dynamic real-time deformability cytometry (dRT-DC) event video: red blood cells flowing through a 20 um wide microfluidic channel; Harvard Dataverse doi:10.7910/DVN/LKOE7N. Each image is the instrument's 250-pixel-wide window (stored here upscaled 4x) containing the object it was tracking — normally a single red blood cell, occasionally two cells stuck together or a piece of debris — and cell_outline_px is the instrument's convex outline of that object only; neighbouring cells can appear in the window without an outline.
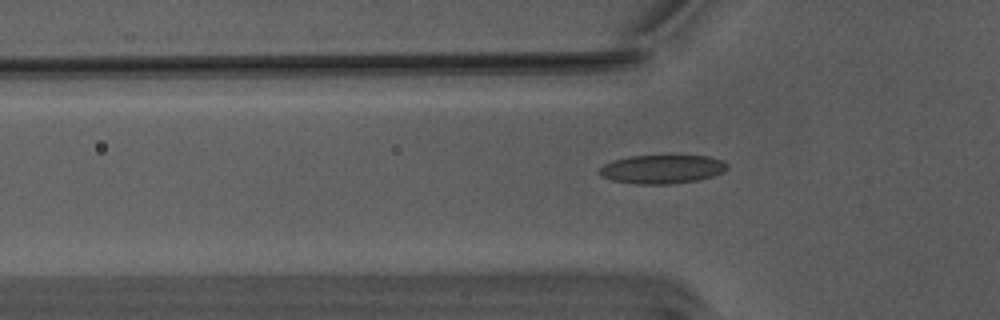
{"species": "Egyptian fruit bat (a non-hibernating species)", "species_latin": "Rousettus aegyptiacus", "temperature_condition": "warm", "stored_images_in_passage": 40, "camera_frame_rate_fps": 3000, "um_per_image_px": 0.085, "animal": {"sex": "male"}, "frame": {"image": 1, "passage_image": 5, "time_ms": 1.333, "image_size_px": [1000, 320], "cell_outline_px": [[728, 168], [724, 172], [712, 176], [696, 180], [672, 184], [636, 184], [612, 180], [600, 176], [596, 172], [604, 164], [612, 160], [632, 156], [708, 156], [724, 160], [728, 164]], "centroid_in_image_um": [56.27, 14.38], "position_along_channel_um": 69.5, "area_um2": 21.5}}
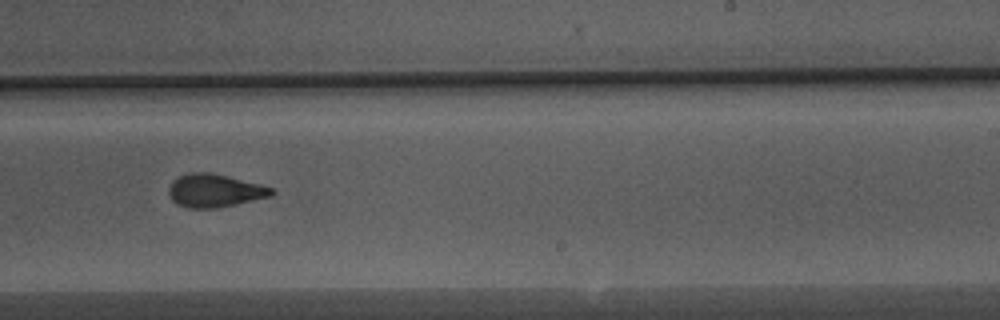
{"frame": {"image": 2, "passage_image": 21, "time_ms": 6.667, "image_size_px": [1000, 320], "cell_outline_px": [[276, 192], [272, 196], [216, 208], [188, 208], [176, 204], [172, 200], [168, 192], [168, 188], [180, 176], [192, 172], [212, 172], [260, 184], [272, 188]], "centroid_in_image_um": [18.26, 16.21], "position_along_channel_um": 270.7, "area_um2": 19.71}}
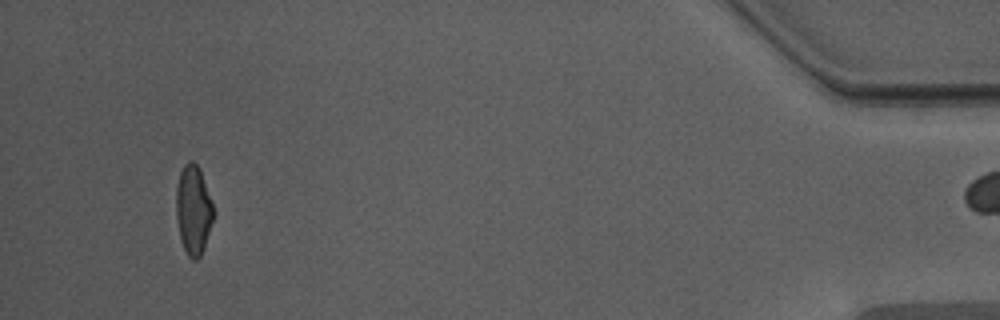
{"frame": {"image": 3, "passage_image": 39, "time_ms": 12.667, "image_size_px": [1000, 320], "cell_outline_px": [[212, 220], [204, 248], [200, 256], [196, 260], [192, 260], [188, 256], [180, 240], [176, 216], [176, 188], [180, 172], [184, 164], [188, 160], [192, 160], [200, 168], [212, 200]], "centroid_in_image_um": [16.41, 17.81], "position_along_channel_um": 418.8, "area_um2": 19.36}, "authors_computed_cell_mechanics": {"area_um2": 19.8254, "velocity_mm_per_s": 3.7813, "shape_relaxation_time_tau1_ms": 8.5529, "shape_relaxation_time_tau2_ms": 1.1974, "deformation_change_tau1": 0.2247, "deformation_change_tau2": 0.0669}}